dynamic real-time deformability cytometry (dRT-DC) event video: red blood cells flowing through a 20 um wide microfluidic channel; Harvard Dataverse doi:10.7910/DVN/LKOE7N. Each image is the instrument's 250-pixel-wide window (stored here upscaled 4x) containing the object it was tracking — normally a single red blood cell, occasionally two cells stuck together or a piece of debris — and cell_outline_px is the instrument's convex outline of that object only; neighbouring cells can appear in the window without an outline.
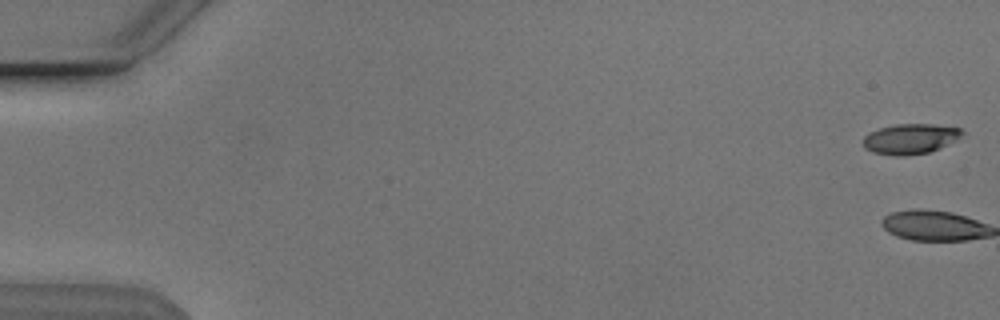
{"species": "Egyptian fruit bat (a non-hibernating species)", "species_latin": "Rousettus aegyptiacus", "temperature_condition": "cold", "stored_images_in_passage": 2, "camera_frame_rate_fps": 3000, "um_per_image_px": 0.085, "animal": {"sex": "male"}, "frame": {"image": 1, "passage_image": 1, "time_ms": 0.0, "image_size_px": [1000, 320], "cell_outline_px": [[964, 132], [956, 140], [928, 152], [872, 152], [864, 148], [864, 136], [868, 132], [880, 128], [896, 124], [932, 124], [960, 128]], "centroid_in_image_um": [77.39, 11.73], "position_along_channel_um": 7.6, "area_um2": 16.36}}